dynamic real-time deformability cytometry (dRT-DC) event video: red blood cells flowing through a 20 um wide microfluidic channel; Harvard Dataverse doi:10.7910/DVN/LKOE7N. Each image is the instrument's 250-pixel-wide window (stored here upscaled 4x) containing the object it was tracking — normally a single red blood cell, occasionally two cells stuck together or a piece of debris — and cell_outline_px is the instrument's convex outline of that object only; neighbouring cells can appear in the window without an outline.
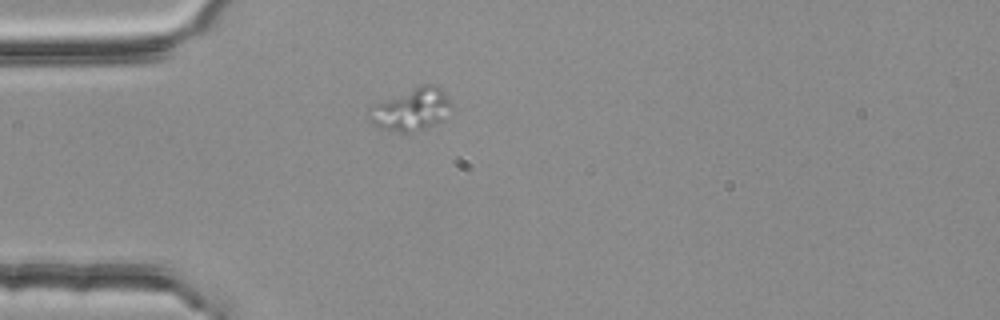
{"species": "common noctule bat (a hibernating species)", "species_latin": "Nyctalus noctula", "temperature_condition": "room temperature", "stored_images_in_passage": 5, "camera_frame_rate_fps": 3000, "um_per_image_px": 0.085, "animal": {"sex": "female", "body_mass_g": 25.1}, "frame": {"image": 1, "passage_image": 5, "time_ms": 1.333, "image_size_px": [1000, 320], "cell_outline_px": [[452, 108], [440, 120], [424, 128], [408, 132], [400, 132], [380, 128], [372, 124], [368, 120], [364, 112], [372, 104], [424, 84], [436, 84], [444, 88], [452, 104]], "centroid_in_image_um": [34.91, 9.28], "position_along_channel_um": 50.1, "area_um2": 20.46}}